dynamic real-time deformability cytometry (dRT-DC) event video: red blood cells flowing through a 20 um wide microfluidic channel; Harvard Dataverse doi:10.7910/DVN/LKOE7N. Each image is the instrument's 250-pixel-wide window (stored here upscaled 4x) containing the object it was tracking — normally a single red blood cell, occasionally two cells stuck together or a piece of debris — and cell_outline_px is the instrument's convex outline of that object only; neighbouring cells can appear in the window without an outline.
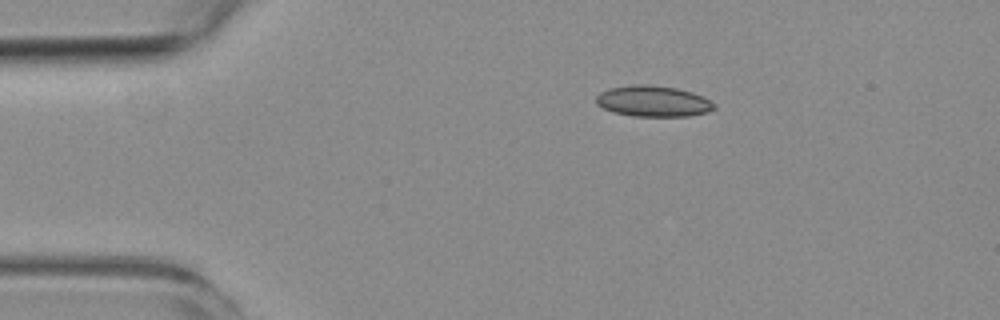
{"species": "common noctule bat (a hibernating species)", "species_latin": "Nyctalus noctula", "temperature_condition": "room temperature", "stored_images_in_passage": 5, "camera_frame_rate_fps": 3000, "um_per_image_px": 0.085, "animal": {"sex": "female", "body_mass_g": 19.3, "forearm_length_mm": 54.1}, "frame": {"image": 1, "passage_image": 1, "time_ms": 0.0, "image_size_px": [1000, 320], "cell_outline_px": [[716, 108], [708, 112], [688, 116], [632, 116], [612, 112], [596, 104], [596, 96], [600, 92], [612, 88], [632, 84], [648, 84], [676, 88], [692, 92], [704, 96], [716, 104]], "centroid_in_image_um": [55.54, 8.6], "position_along_channel_um": 29.5, "area_um2": 21.44}}
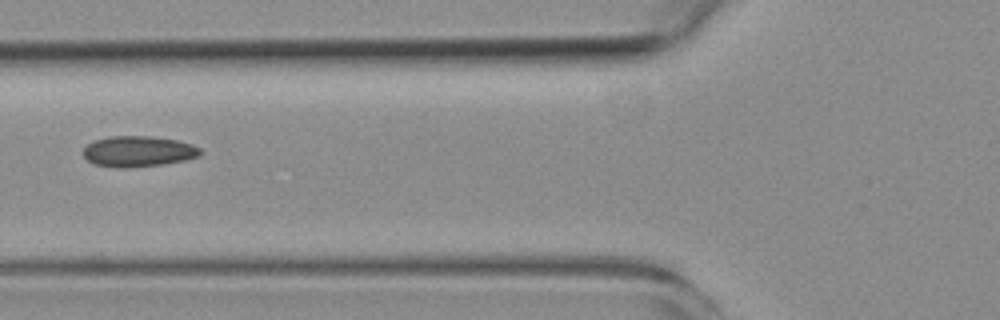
{"frame": {"image": 2, "passage_image": 4, "time_ms": 3.667, "image_size_px": [1000, 320], "cell_outline_px": [[200, 156], [184, 160], [164, 164], [128, 168], [124, 168], [92, 164], [84, 156], [84, 148], [88, 144], [96, 140], [112, 136], [152, 136], [176, 140], [192, 144], [200, 148]], "centroid_in_image_um": [11.76, 12.87], "position_along_channel_um": 114.0, "area_um2": 20.87}}
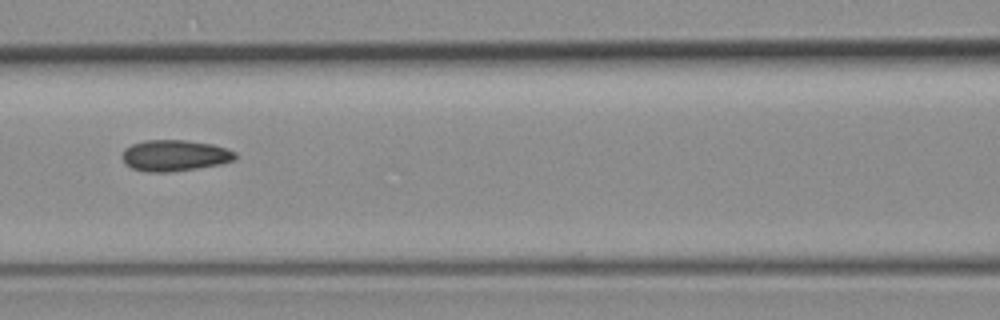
{"frame": {"image": 3, "passage_image": 5, "time_ms": 4.667, "image_size_px": [1000, 320], "cell_outline_px": [[236, 160], [220, 164], [196, 168], [168, 172], [148, 172], [132, 168], [124, 164], [120, 156], [124, 148], [132, 144], [144, 140], [184, 140], [212, 144], [236, 152]], "centroid_in_image_um": [14.8, 13.22], "position_along_channel_um": 151.8, "area_um2": 20.63}}